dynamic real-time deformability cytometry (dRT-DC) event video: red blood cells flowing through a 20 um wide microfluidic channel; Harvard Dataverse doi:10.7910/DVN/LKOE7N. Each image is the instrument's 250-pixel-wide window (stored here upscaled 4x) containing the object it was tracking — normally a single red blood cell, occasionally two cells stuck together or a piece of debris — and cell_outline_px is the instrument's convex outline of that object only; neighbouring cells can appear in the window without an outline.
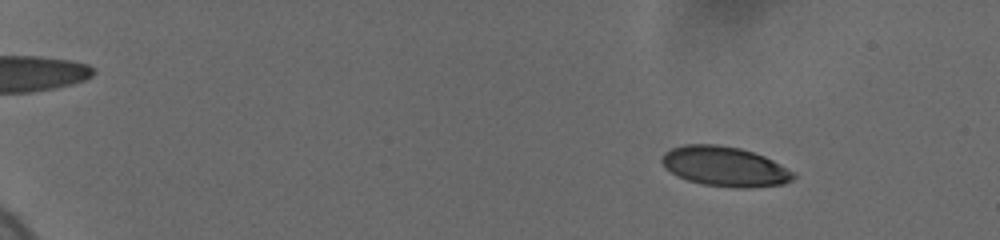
{"species": "human", "species_latin": "Homo sapiens", "temperature_condition": "cold", "stored_images_in_passage": 25, "camera_frame_rate_fps": 3000, "um_per_image_px": 0.085, "donor": {"sex": "female"}, "frame": {"image": 1, "passage_image": 3, "time_ms": 1.667, "image_size_px": [1000, 240], "cell_outline_px": [[796, 176], [792, 180], [784, 184], [752, 188], [736, 188], [704, 184], [688, 180], [676, 176], [664, 168], [660, 160], [664, 152], [672, 148], [684, 144], [716, 144], [740, 148], [764, 156], [780, 164], [792, 172]], "centroid_in_image_um": [61.57, 14.15], "position_along_channel_um": 23.4, "area_um2": 30.63}}
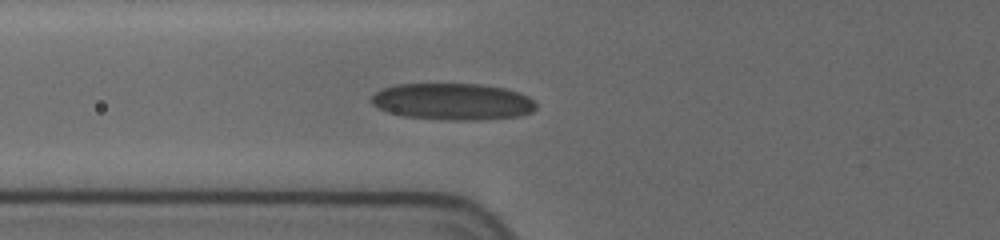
{"frame": {"image": 2, "passage_image": 16, "time_ms": 7.333, "image_size_px": [1000, 240], "cell_outline_px": [[536, 108], [532, 112], [520, 116], [480, 120], [452, 120], [400, 116], [388, 112], [372, 104], [372, 96], [376, 92], [384, 88], [396, 84], [480, 84], [504, 88], [520, 92], [528, 96], [536, 104]], "centroid_in_image_um": [38.5, 8.64], "position_along_channel_um": 87.3, "area_um2": 35.26}}
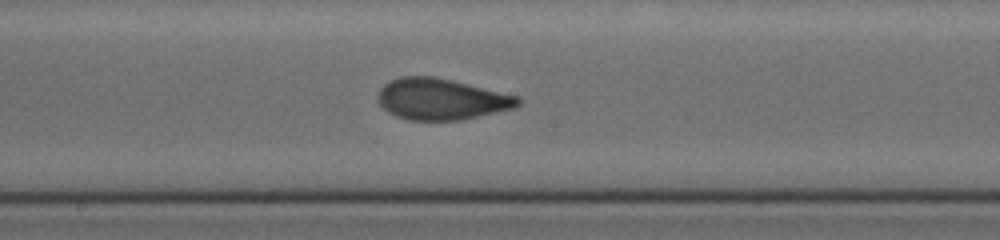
{"frame": {"image": 3, "passage_image": 25, "time_ms": 10.667, "image_size_px": [1000, 240], "cell_outline_px": [[524, 100], [516, 108], [460, 120], [408, 120], [396, 116], [388, 112], [376, 100], [376, 96], [380, 88], [384, 84], [400, 76], [432, 76], [452, 80], [520, 96]], "centroid_in_image_um": [37.53, 8.43], "position_along_channel_um": 210.7, "area_um2": 33.93}}